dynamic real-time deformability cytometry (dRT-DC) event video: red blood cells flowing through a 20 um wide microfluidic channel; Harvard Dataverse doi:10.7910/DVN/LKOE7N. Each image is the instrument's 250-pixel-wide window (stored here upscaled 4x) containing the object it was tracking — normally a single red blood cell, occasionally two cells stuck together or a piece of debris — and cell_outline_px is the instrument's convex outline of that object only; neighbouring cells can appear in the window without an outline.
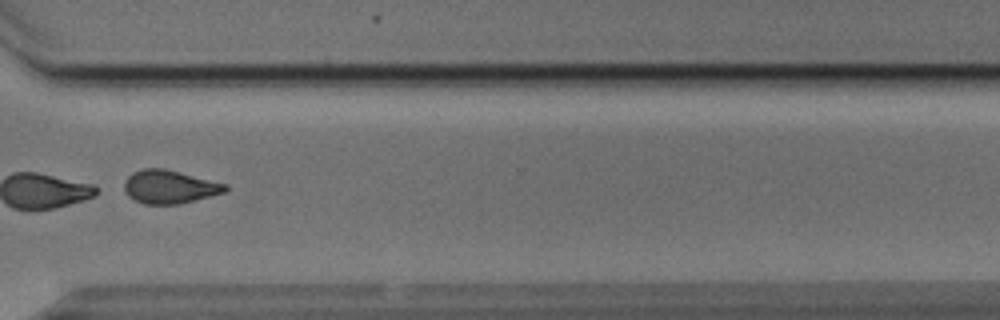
{"species": "Egyptian fruit bat (a non-hibernating species)", "species_latin": "Rousettus aegyptiacus", "temperature_condition": "cold", "stored_images_in_passage": 39, "camera_frame_rate_fps": 3000, "um_per_image_px": 0.085, "animal": {"sex": "male"}, "frame": {"image": 1, "passage_image": 27, "time_ms": 8.667, "image_size_px": [1000, 320], "cell_outline_px": [[228, 188], [224, 192], [212, 196], [180, 204], [144, 204], [132, 200], [128, 196], [124, 188], [124, 180], [132, 172], [144, 168], [164, 168], [228, 184]], "centroid_in_image_um": [14.39, 15.88], "position_along_channel_um": 356.2, "area_um2": 19.83}}